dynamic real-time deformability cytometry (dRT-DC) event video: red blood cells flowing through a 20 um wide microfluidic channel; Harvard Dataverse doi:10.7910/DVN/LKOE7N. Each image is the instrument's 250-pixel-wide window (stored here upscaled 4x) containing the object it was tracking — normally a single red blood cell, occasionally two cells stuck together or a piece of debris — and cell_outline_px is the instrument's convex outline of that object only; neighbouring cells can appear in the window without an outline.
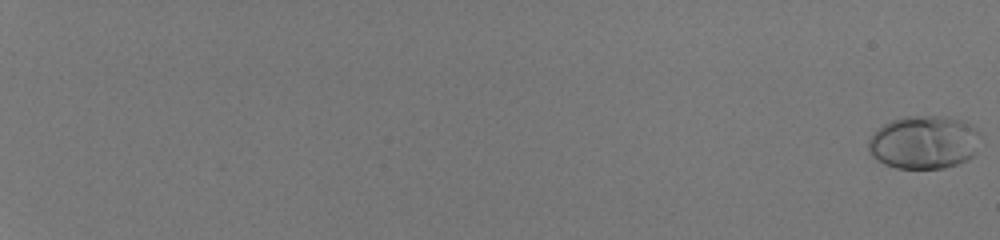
{"species": "human", "species_latin": "Homo sapiens", "temperature_condition": "room temperature", "stored_images_in_passage": 58, "camera_frame_rate_fps": 3000, "um_per_image_px": 0.085, "donor": {"sex": "male"}, "frame": {"image": 1, "passage_image": 1, "time_ms": 0.0, "image_size_px": [1000, 240], "cell_outline_px": [[980, 132], [976, 152], [968, 160], [944, 168], [896, 168], [884, 164], [876, 160], [868, 152], [868, 140], [884, 124], [892, 120], [904, 116], [948, 116], [964, 120], [976, 128]], "centroid_in_image_um": [78.55, 12.09], "position_along_channel_um": 6.4, "area_um2": 35.03}}
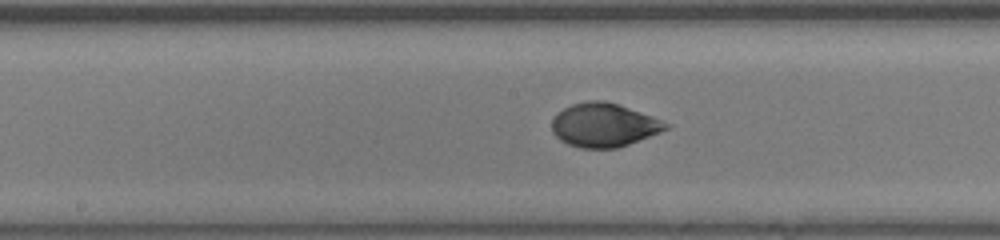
{"frame": {"image": 2, "passage_image": 37, "time_ms": 12.0, "image_size_px": [1000, 240], "cell_outline_px": [[672, 124], [668, 128], [660, 132], [628, 144], [616, 148], [580, 148], [568, 144], [560, 140], [552, 132], [552, 120], [556, 112], [572, 104], [588, 100], [604, 100], [620, 104], [652, 116]], "centroid_in_image_um": [51.32, 10.61], "position_along_channel_um": 196.9, "area_um2": 29.19}}
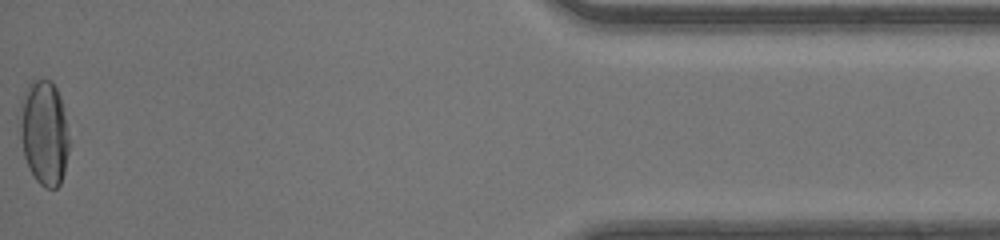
{"frame": {"image": 3, "passage_image": 58, "time_ms": 19.0, "image_size_px": [1000, 240], "cell_outline_px": [[68, 152], [64, 172], [60, 184], [56, 188], [44, 188], [36, 180], [28, 168], [24, 156], [20, 136], [20, 100], [28, 84], [32, 80], [52, 80], [60, 96], [68, 136]], "centroid_in_image_um": [3.73, 11.28], "position_along_channel_um": 431.5, "area_um2": 30.06}, "authors_computed_cell_mechanics": {"area_um2": 29.1023, "velocity_mm_per_s": 4.1561, "shape_relaxation_time_tau1_ms": 3.5861, "shape_relaxation_time_tau2_ms": null, "deformation_change_tau1": 0.1813, "deformation_change_tau2": null}}